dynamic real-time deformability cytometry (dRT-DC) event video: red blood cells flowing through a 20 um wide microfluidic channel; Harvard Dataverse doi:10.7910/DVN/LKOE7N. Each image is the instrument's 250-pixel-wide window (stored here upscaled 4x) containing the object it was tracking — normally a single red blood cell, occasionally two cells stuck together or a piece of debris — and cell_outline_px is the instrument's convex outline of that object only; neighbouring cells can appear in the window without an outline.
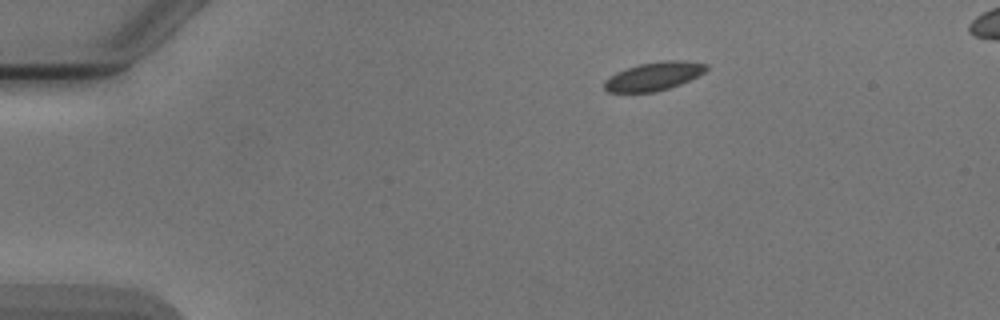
{"species": "Egyptian fruit bat (a non-hibernating species)", "species_latin": "Rousettus aegyptiacus", "temperature_condition": "cold", "stored_images_in_passage": 4, "segment_of_instrument_passage": [1, 2], "camera_frame_rate_fps": 3000, "um_per_image_px": 0.085, "animal": {"sex": "male"}, "frame": {"image": 1, "passage_image": 1, "time_ms": 0.0, "image_size_px": [1000, 320], "cell_outline_px": [[708, 68], [704, 72], [680, 84], [656, 92], [608, 92], [604, 88], [604, 80], [608, 76], [616, 72], [640, 64], [664, 60], [684, 60], [708, 64]], "centroid_in_image_um": [55.55, 6.48], "position_along_channel_um": 29.4, "area_um2": 16.82}}